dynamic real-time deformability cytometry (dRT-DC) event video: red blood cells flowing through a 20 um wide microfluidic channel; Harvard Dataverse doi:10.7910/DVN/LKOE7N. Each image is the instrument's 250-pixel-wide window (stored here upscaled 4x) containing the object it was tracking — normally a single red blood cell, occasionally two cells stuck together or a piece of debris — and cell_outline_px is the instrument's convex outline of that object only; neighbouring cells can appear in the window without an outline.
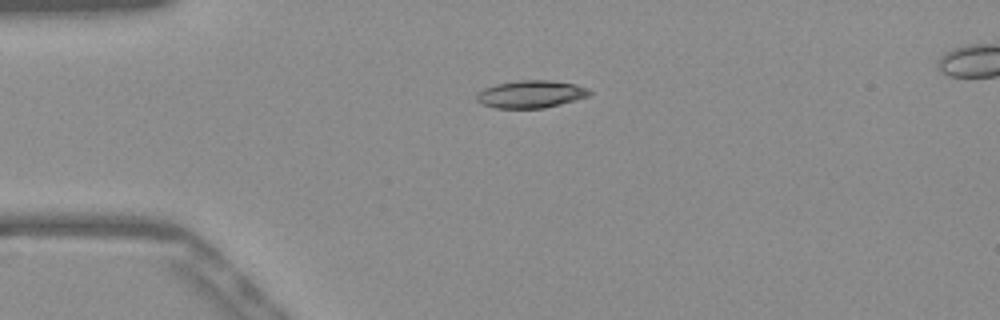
{"species": "Egyptian fruit bat (a non-hibernating species)", "species_latin": "Rousettus aegyptiacus", "temperature_condition": "warm", "stored_images_in_passage": 41, "camera_frame_rate_fps": 3000, "um_per_image_px": 0.085, "frame": {"image": 1, "passage_image": 1, "time_ms": 0.0, "image_size_px": [1000, 320], "cell_outline_px": [[592, 92], [588, 96], [560, 104], [544, 108], [496, 108], [480, 104], [476, 100], [476, 92], [484, 88], [496, 84], [516, 80], [548, 80], [576, 84]], "centroid_in_image_um": [45.05, 8.0], "position_along_channel_um": 39.9, "area_um2": 18.09}}
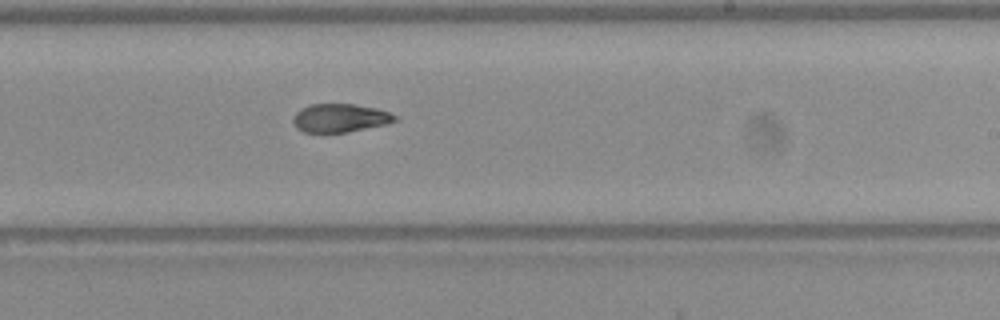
{"frame": {"image": 2, "passage_image": 20, "time_ms": 6.333, "image_size_px": [1000, 320], "cell_outline_px": [[396, 120], [384, 124], [348, 132], [304, 132], [296, 128], [292, 120], [292, 116], [300, 108], [308, 104], [352, 104], [376, 108], [388, 112], [396, 116]], "centroid_in_image_um": [28.83, 10.02], "position_along_channel_um": 260.2, "area_um2": 16.76}}
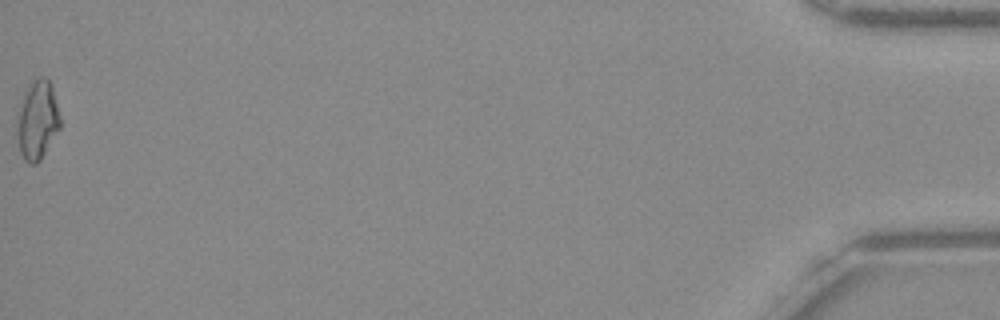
{"frame": {"image": 3, "passage_image": 41, "time_ms": 13.333, "image_size_px": [1000, 320], "cell_outline_px": [[60, 128], [40, 160], [36, 164], [28, 164], [24, 160], [20, 152], [16, 132], [16, 116], [24, 92], [32, 80], [40, 76], [44, 76], [52, 84], [60, 116]], "centroid_in_image_um": [3.16, 10.2], "position_along_channel_um": 432.0, "area_um2": 20.17}, "authors_computed_cell_mechanics": {"area_um2": 17.6868, "velocity_mm_per_s": 3.8955, "shape_relaxation_time_tau1_ms": 8.3174, "shape_relaxation_time_tau2_ms": 3.6959, "deformation_change_tau1": 0.2351, "deformation_change_tau2": 0.0949}}